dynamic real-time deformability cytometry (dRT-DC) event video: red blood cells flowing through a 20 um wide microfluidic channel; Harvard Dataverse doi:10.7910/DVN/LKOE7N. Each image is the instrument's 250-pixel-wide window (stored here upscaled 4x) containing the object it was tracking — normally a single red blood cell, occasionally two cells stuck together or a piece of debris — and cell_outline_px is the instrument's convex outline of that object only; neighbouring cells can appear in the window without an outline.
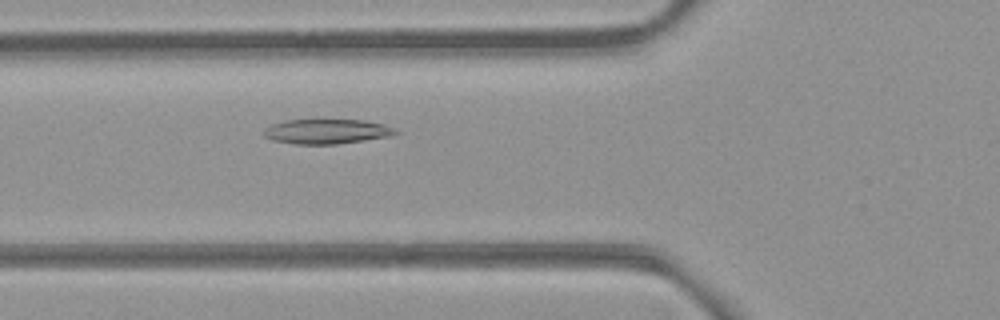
{"species": "common noctule bat (a hibernating species)", "species_latin": "Nyctalus noctula", "temperature_condition": "room temperature", "stored_images_in_passage": 39, "camera_frame_rate_fps": 3000, "um_per_image_px": 0.085, "animal": {"sex": "female", "body_mass_g": 21.9}, "frame": {"image": 1, "passage_image": 5, "time_ms": 1.333, "image_size_px": [1000, 320], "cell_outline_px": [[400, 132], [392, 136], [336, 144], [296, 144], [272, 140], [264, 136], [264, 128], [272, 124], [284, 120], [364, 120], [384, 124], [396, 128]], "centroid_in_image_um": [27.8, 11.17], "position_along_channel_um": 98.0, "area_um2": 19.07}}
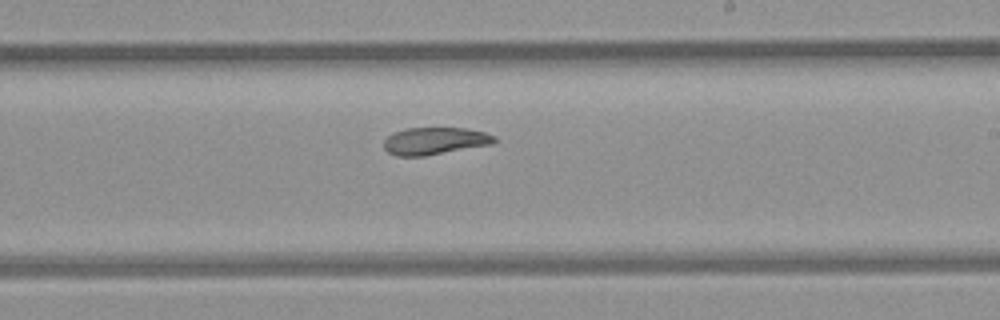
{"frame": {"image": 2, "passage_image": 17, "time_ms": 5.333, "image_size_px": [1000, 320], "cell_outline_px": [[500, 140], [492, 144], [424, 156], [396, 156], [388, 152], [384, 148], [384, 140], [388, 136], [404, 128], [468, 128], [484, 132], [496, 136]], "centroid_in_image_um": [36.99, 11.98], "position_along_channel_um": 252.0, "area_um2": 17.63}}
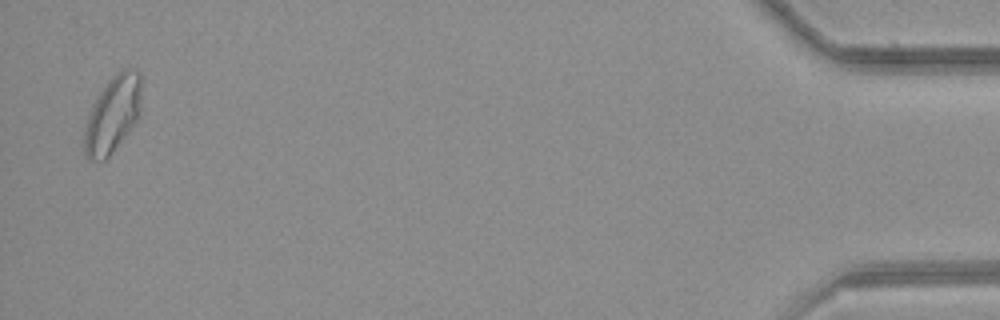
{"frame": {"image": 3, "passage_image": 38, "time_ms": 12.333, "image_size_px": [1000, 320], "cell_outline_px": [[140, 116], [108, 156], [104, 160], [88, 160], [84, 152], [84, 128], [92, 104], [108, 80], [116, 72], [124, 68], [136, 68], [140, 72]], "centroid_in_image_um": [9.57, 9.68], "position_along_channel_um": 425.6, "area_um2": 25.32}, "authors_computed_cell_mechanics": {"area_um2": 18.785, "velocity_mm_per_s": 3.8392, "shape_relaxation_time_tau1_ms": null, "shape_relaxation_time_tau2_ms": 6.224, "deformation_change_tau1": null, "deformation_change_tau2": 0.1162}}